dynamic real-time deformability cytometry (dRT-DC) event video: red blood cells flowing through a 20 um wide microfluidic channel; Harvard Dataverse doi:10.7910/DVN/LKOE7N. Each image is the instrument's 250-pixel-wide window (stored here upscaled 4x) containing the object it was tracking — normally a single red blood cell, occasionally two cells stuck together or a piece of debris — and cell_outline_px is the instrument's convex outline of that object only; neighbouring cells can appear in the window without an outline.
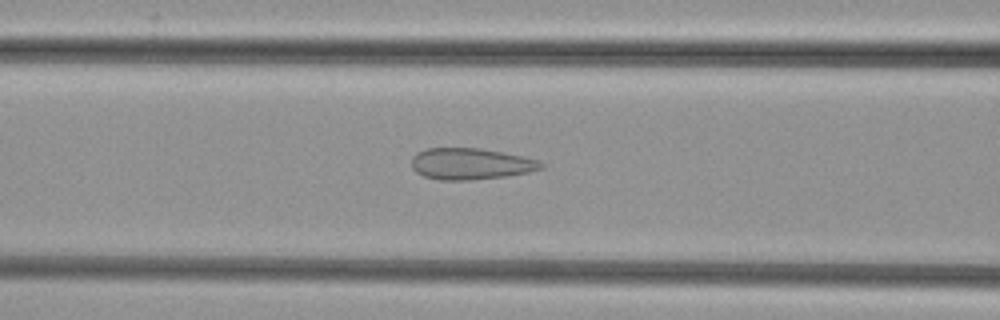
{"species": "common noctule bat (a hibernating species)", "species_latin": "Nyctalus noctula", "temperature_condition": "cold", "stored_images_in_passage": 38, "camera_frame_rate_fps": 3000, "um_per_image_px": 0.085, "animal": {"sex": "female", "body_mass_g": 29.2, "forearm_length_mm": 56.3}, "frame": {"image": 1, "passage_image": 8, "time_ms": 2.333, "image_size_px": [1000, 320], "cell_outline_px": [[544, 168], [528, 172], [504, 176], [468, 180], [440, 180], [424, 176], [416, 172], [412, 168], [412, 156], [416, 152], [428, 148], [480, 148], [524, 156], [540, 160], [544, 164]], "centroid_in_image_um": [40.01, 13.92], "position_along_channel_um": 126.6, "area_um2": 23.76}}
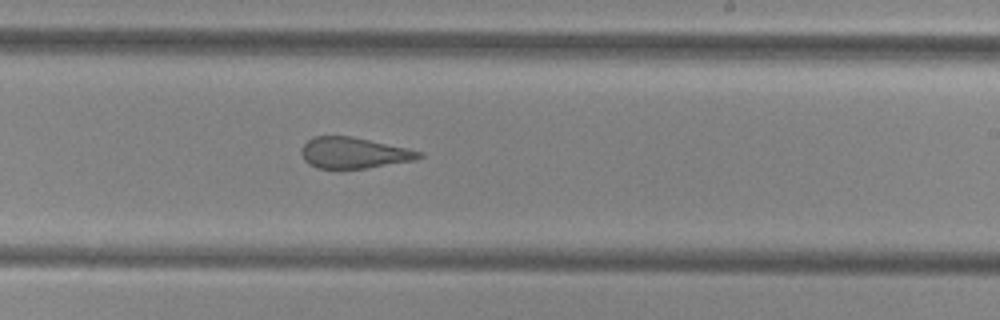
{"frame": {"image": 2, "passage_image": 18, "time_ms": 5.667, "image_size_px": [1000, 320], "cell_outline_px": [[424, 156], [416, 160], [364, 168], [336, 172], [316, 168], [308, 164], [304, 160], [300, 152], [300, 148], [312, 136], [352, 136], [408, 148], [424, 152]], "centroid_in_image_um": [30.03, 13.03], "position_along_channel_um": 259.0, "area_um2": 22.08}}
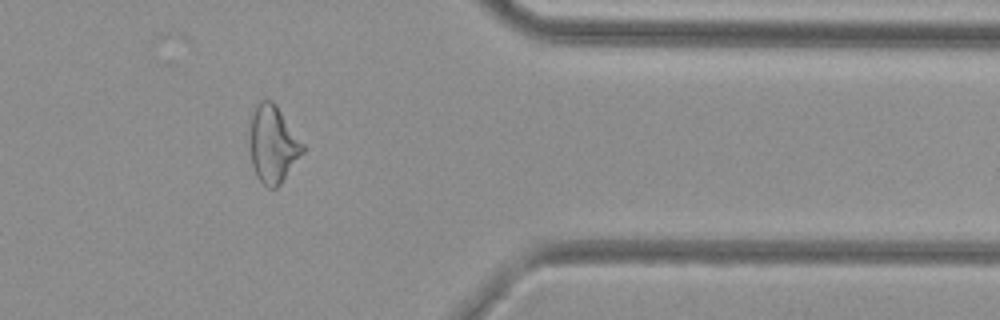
{"frame": {"image": 3, "passage_image": 29, "time_ms": 9.333, "image_size_px": [1000, 320], "cell_outline_px": [[304, 152], [280, 184], [276, 188], [268, 188], [256, 176], [252, 164], [248, 144], [248, 140], [252, 112], [256, 104], [260, 100], [272, 100], [276, 104], [304, 144]], "centroid_in_image_um": [23.17, 12.24], "position_along_channel_um": 388.2, "area_um2": 24.1}}